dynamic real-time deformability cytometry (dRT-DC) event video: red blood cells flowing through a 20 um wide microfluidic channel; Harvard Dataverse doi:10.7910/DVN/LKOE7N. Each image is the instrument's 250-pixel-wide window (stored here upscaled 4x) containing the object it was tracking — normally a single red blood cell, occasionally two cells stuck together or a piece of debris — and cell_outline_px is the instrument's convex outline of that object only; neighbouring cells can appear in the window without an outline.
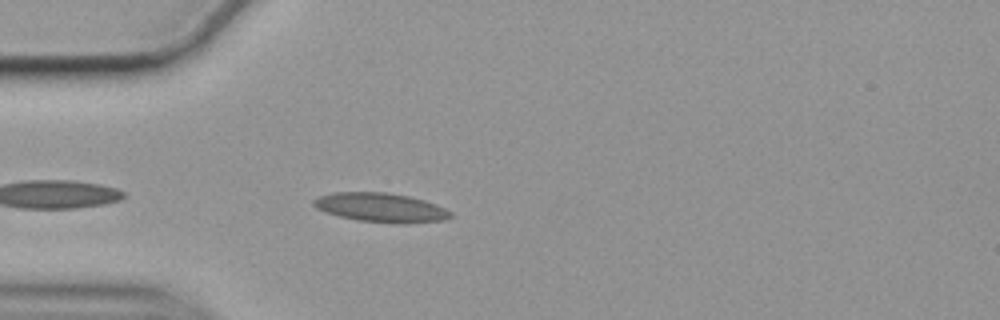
{"species": "common noctule bat (a hibernating species)", "species_latin": "Nyctalus noctula", "temperature_condition": "cold", "stored_images_in_passage": 39, "camera_frame_rate_fps": 3000, "um_per_image_px": 0.085, "animal": {"sex": "female", "body_mass_g": 19.9}, "frame": {"image": 1, "passage_image": 4, "time_ms": 1.0, "image_size_px": [1000, 320], "cell_outline_px": [[452, 216], [444, 220], [404, 224], [400, 224], [356, 220], [324, 212], [316, 208], [312, 204], [312, 200], [320, 196], [332, 192], [388, 192], [408, 196], [436, 204], [452, 212]], "centroid_in_image_um": [32.35, 17.64], "position_along_channel_um": 52.6, "area_um2": 23.35}}
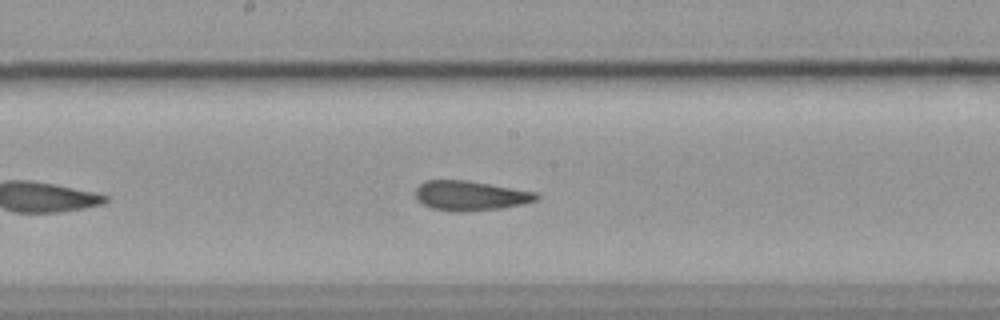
{"frame": {"image": 2, "passage_image": 18, "time_ms": 5.667, "image_size_px": [1000, 320], "cell_outline_px": [[540, 196], [536, 200], [524, 204], [500, 208], [464, 212], [452, 212], [432, 208], [416, 200], [416, 188], [420, 184], [428, 180], [468, 180], [536, 192]], "centroid_in_image_um": [39.98, 16.63], "position_along_channel_um": 208.2, "area_um2": 20.98}}
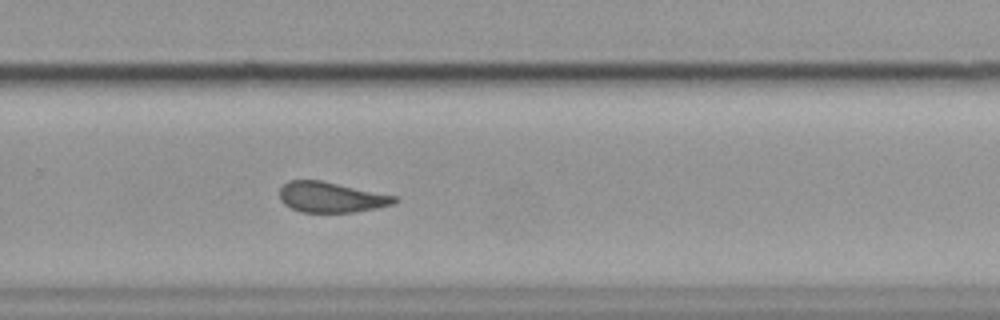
{"frame": {"image": 3, "passage_image": 26, "time_ms": 8.333, "image_size_px": [1000, 320], "cell_outline_px": [[396, 200], [392, 204], [376, 208], [352, 212], [300, 212], [284, 204], [280, 200], [280, 188], [288, 180], [320, 180], [396, 196]], "centroid_in_image_um": [28.09, 16.76], "position_along_channel_um": 301.7, "area_um2": 20.11}, "authors_computed_cell_mechanics": {"area_um2": 21.0392, "velocity_mm_per_s": 3.5211, "shape_relaxation_time_tau1_ms": null, "shape_relaxation_time_tau2_ms": 3.8298, "deformation_change_tau1": null, "deformation_change_tau2": 0.0955}}